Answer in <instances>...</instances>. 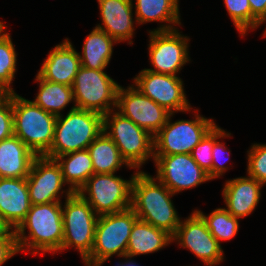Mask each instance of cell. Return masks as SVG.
<instances>
[{"mask_svg":"<svg viewBox=\"0 0 266 266\" xmlns=\"http://www.w3.org/2000/svg\"><path fill=\"white\" fill-rule=\"evenodd\" d=\"M173 196L163 183L141 170L133 180L131 208L138 219L173 236L181 221L171 201Z\"/></svg>","mask_w":266,"mask_h":266,"instance_id":"obj_1","label":"cell"},{"mask_svg":"<svg viewBox=\"0 0 266 266\" xmlns=\"http://www.w3.org/2000/svg\"><path fill=\"white\" fill-rule=\"evenodd\" d=\"M156 180L174 195L212 180L192 158L191 154L154 155Z\"/></svg>","mask_w":266,"mask_h":266,"instance_id":"obj_13","label":"cell"},{"mask_svg":"<svg viewBox=\"0 0 266 266\" xmlns=\"http://www.w3.org/2000/svg\"><path fill=\"white\" fill-rule=\"evenodd\" d=\"M14 135L36 155L44 156L51 148L57 116L32 101L12 93Z\"/></svg>","mask_w":266,"mask_h":266,"instance_id":"obj_4","label":"cell"},{"mask_svg":"<svg viewBox=\"0 0 266 266\" xmlns=\"http://www.w3.org/2000/svg\"><path fill=\"white\" fill-rule=\"evenodd\" d=\"M35 81L39 82L38 94L32 102L40 106L46 112L56 116L61 115L60 111L74 100L72 87L43 79L37 74Z\"/></svg>","mask_w":266,"mask_h":266,"instance_id":"obj_27","label":"cell"},{"mask_svg":"<svg viewBox=\"0 0 266 266\" xmlns=\"http://www.w3.org/2000/svg\"><path fill=\"white\" fill-rule=\"evenodd\" d=\"M31 203L26 178H0V215L16 230Z\"/></svg>","mask_w":266,"mask_h":266,"instance_id":"obj_20","label":"cell"},{"mask_svg":"<svg viewBox=\"0 0 266 266\" xmlns=\"http://www.w3.org/2000/svg\"><path fill=\"white\" fill-rule=\"evenodd\" d=\"M102 24L96 27L106 32L117 43L131 41L134 34L133 0H97ZM131 38V39H130Z\"/></svg>","mask_w":266,"mask_h":266,"instance_id":"obj_18","label":"cell"},{"mask_svg":"<svg viewBox=\"0 0 266 266\" xmlns=\"http://www.w3.org/2000/svg\"><path fill=\"white\" fill-rule=\"evenodd\" d=\"M103 132V115L73 106L65 118H56L54 139L50 150L44 155L55 159L67 153L88 149Z\"/></svg>","mask_w":266,"mask_h":266,"instance_id":"obj_3","label":"cell"},{"mask_svg":"<svg viewBox=\"0 0 266 266\" xmlns=\"http://www.w3.org/2000/svg\"><path fill=\"white\" fill-rule=\"evenodd\" d=\"M171 242H173L172 235L167 231L138 219L130 233L126 258L157 252Z\"/></svg>","mask_w":266,"mask_h":266,"instance_id":"obj_22","label":"cell"},{"mask_svg":"<svg viewBox=\"0 0 266 266\" xmlns=\"http://www.w3.org/2000/svg\"><path fill=\"white\" fill-rule=\"evenodd\" d=\"M248 152V176L266 184V144H253Z\"/></svg>","mask_w":266,"mask_h":266,"instance_id":"obj_31","label":"cell"},{"mask_svg":"<svg viewBox=\"0 0 266 266\" xmlns=\"http://www.w3.org/2000/svg\"><path fill=\"white\" fill-rule=\"evenodd\" d=\"M177 28L168 31H149V59L155 73L177 76L176 73L188 63L189 38L181 35Z\"/></svg>","mask_w":266,"mask_h":266,"instance_id":"obj_11","label":"cell"},{"mask_svg":"<svg viewBox=\"0 0 266 266\" xmlns=\"http://www.w3.org/2000/svg\"><path fill=\"white\" fill-rule=\"evenodd\" d=\"M26 180L31 205L61 202L59 195L65 192L62 187L66 183L55 159L37 156Z\"/></svg>","mask_w":266,"mask_h":266,"instance_id":"obj_16","label":"cell"},{"mask_svg":"<svg viewBox=\"0 0 266 266\" xmlns=\"http://www.w3.org/2000/svg\"><path fill=\"white\" fill-rule=\"evenodd\" d=\"M264 185L256 179L247 176L226 181L222 190L225 208L232 216L244 218L256 208L261 198Z\"/></svg>","mask_w":266,"mask_h":266,"instance_id":"obj_19","label":"cell"},{"mask_svg":"<svg viewBox=\"0 0 266 266\" xmlns=\"http://www.w3.org/2000/svg\"><path fill=\"white\" fill-rule=\"evenodd\" d=\"M2 237H16V236H15V230L0 215V238H2Z\"/></svg>","mask_w":266,"mask_h":266,"instance_id":"obj_37","label":"cell"},{"mask_svg":"<svg viewBox=\"0 0 266 266\" xmlns=\"http://www.w3.org/2000/svg\"><path fill=\"white\" fill-rule=\"evenodd\" d=\"M179 0H136L135 22L144 24L147 22H168L169 25H160L154 31H168L176 29L175 24H180ZM172 24V25H170Z\"/></svg>","mask_w":266,"mask_h":266,"instance_id":"obj_23","label":"cell"},{"mask_svg":"<svg viewBox=\"0 0 266 266\" xmlns=\"http://www.w3.org/2000/svg\"><path fill=\"white\" fill-rule=\"evenodd\" d=\"M172 241H178L180 247L188 248L206 266H214L224 259L221 245L196 211L180 221Z\"/></svg>","mask_w":266,"mask_h":266,"instance_id":"obj_15","label":"cell"},{"mask_svg":"<svg viewBox=\"0 0 266 266\" xmlns=\"http://www.w3.org/2000/svg\"><path fill=\"white\" fill-rule=\"evenodd\" d=\"M116 41L106 32L95 27L86 37L82 55H79L81 66L88 69H105L113 54V44Z\"/></svg>","mask_w":266,"mask_h":266,"instance_id":"obj_24","label":"cell"},{"mask_svg":"<svg viewBox=\"0 0 266 266\" xmlns=\"http://www.w3.org/2000/svg\"><path fill=\"white\" fill-rule=\"evenodd\" d=\"M72 43L66 38L50 51L38 74L47 81L72 87L76 74L81 67L79 57Z\"/></svg>","mask_w":266,"mask_h":266,"instance_id":"obj_17","label":"cell"},{"mask_svg":"<svg viewBox=\"0 0 266 266\" xmlns=\"http://www.w3.org/2000/svg\"><path fill=\"white\" fill-rule=\"evenodd\" d=\"M125 262H119V264H117V266H137V264L135 263V261L125 258Z\"/></svg>","mask_w":266,"mask_h":266,"instance_id":"obj_38","label":"cell"},{"mask_svg":"<svg viewBox=\"0 0 266 266\" xmlns=\"http://www.w3.org/2000/svg\"><path fill=\"white\" fill-rule=\"evenodd\" d=\"M4 27H5V24H3L2 21H0V30H1L2 28H4Z\"/></svg>","mask_w":266,"mask_h":266,"instance_id":"obj_39","label":"cell"},{"mask_svg":"<svg viewBox=\"0 0 266 266\" xmlns=\"http://www.w3.org/2000/svg\"><path fill=\"white\" fill-rule=\"evenodd\" d=\"M251 8V29L266 21V0H248Z\"/></svg>","mask_w":266,"mask_h":266,"instance_id":"obj_35","label":"cell"},{"mask_svg":"<svg viewBox=\"0 0 266 266\" xmlns=\"http://www.w3.org/2000/svg\"><path fill=\"white\" fill-rule=\"evenodd\" d=\"M103 131L130 167L140 170L149 158H154V136L118 111L112 110L103 116Z\"/></svg>","mask_w":266,"mask_h":266,"instance_id":"obj_6","label":"cell"},{"mask_svg":"<svg viewBox=\"0 0 266 266\" xmlns=\"http://www.w3.org/2000/svg\"><path fill=\"white\" fill-rule=\"evenodd\" d=\"M134 86L171 114L191 111L180 77L145 69L134 78Z\"/></svg>","mask_w":266,"mask_h":266,"instance_id":"obj_12","label":"cell"},{"mask_svg":"<svg viewBox=\"0 0 266 266\" xmlns=\"http://www.w3.org/2000/svg\"><path fill=\"white\" fill-rule=\"evenodd\" d=\"M138 220L130 207L120 212L98 216L91 254L86 266H101L112 255L126 258V250L134 223Z\"/></svg>","mask_w":266,"mask_h":266,"instance_id":"obj_5","label":"cell"},{"mask_svg":"<svg viewBox=\"0 0 266 266\" xmlns=\"http://www.w3.org/2000/svg\"><path fill=\"white\" fill-rule=\"evenodd\" d=\"M66 196L62 207L63 242L60 251L74 247L84 261L92 252L98 215L87 201L69 187Z\"/></svg>","mask_w":266,"mask_h":266,"instance_id":"obj_7","label":"cell"},{"mask_svg":"<svg viewBox=\"0 0 266 266\" xmlns=\"http://www.w3.org/2000/svg\"><path fill=\"white\" fill-rule=\"evenodd\" d=\"M61 202L31 205L25 220L15 230L18 251L56 253L63 242V219ZM28 228L29 234L25 235Z\"/></svg>","mask_w":266,"mask_h":266,"instance_id":"obj_2","label":"cell"},{"mask_svg":"<svg viewBox=\"0 0 266 266\" xmlns=\"http://www.w3.org/2000/svg\"><path fill=\"white\" fill-rule=\"evenodd\" d=\"M6 26L0 30V91L14 93L12 84L16 73L17 54L9 33H3Z\"/></svg>","mask_w":266,"mask_h":266,"instance_id":"obj_29","label":"cell"},{"mask_svg":"<svg viewBox=\"0 0 266 266\" xmlns=\"http://www.w3.org/2000/svg\"><path fill=\"white\" fill-rule=\"evenodd\" d=\"M60 165L63 179L75 193L94 174L93 163L88 149L67 153L55 158Z\"/></svg>","mask_w":266,"mask_h":266,"instance_id":"obj_25","label":"cell"},{"mask_svg":"<svg viewBox=\"0 0 266 266\" xmlns=\"http://www.w3.org/2000/svg\"><path fill=\"white\" fill-rule=\"evenodd\" d=\"M119 87L104 69L94 70L81 66L72 85L74 106L104 116L115 110Z\"/></svg>","mask_w":266,"mask_h":266,"instance_id":"obj_9","label":"cell"},{"mask_svg":"<svg viewBox=\"0 0 266 266\" xmlns=\"http://www.w3.org/2000/svg\"><path fill=\"white\" fill-rule=\"evenodd\" d=\"M14 135L12 93L0 95V141Z\"/></svg>","mask_w":266,"mask_h":266,"instance_id":"obj_34","label":"cell"},{"mask_svg":"<svg viewBox=\"0 0 266 266\" xmlns=\"http://www.w3.org/2000/svg\"><path fill=\"white\" fill-rule=\"evenodd\" d=\"M36 157L16 135L0 141V178H27Z\"/></svg>","mask_w":266,"mask_h":266,"instance_id":"obj_21","label":"cell"},{"mask_svg":"<svg viewBox=\"0 0 266 266\" xmlns=\"http://www.w3.org/2000/svg\"><path fill=\"white\" fill-rule=\"evenodd\" d=\"M170 114L166 124L154 136V155L191 154L193 148L216 125L212 119L195 115L194 120L171 122Z\"/></svg>","mask_w":266,"mask_h":266,"instance_id":"obj_10","label":"cell"},{"mask_svg":"<svg viewBox=\"0 0 266 266\" xmlns=\"http://www.w3.org/2000/svg\"><path fill=\"white\" fill-rule=\"evenodd\" d=\"M116 108L120 114L147 130L152 136L160 131L171 114L133 85L127 89L119 87Z\"/></svg>","mask_w":266,"mask_h":266,"instance_id":"obj_14","label":"cell"},{"mask_svg":"<svg viewBox=\"0 0 266 266\" xmlns=\"http://www.w3.org/2000/svg\"><path fill=\"white\" fill-rule=\"evenodd\" d=\"M138 172L130 180H124L115 173L93 174L77 193L98 216L123 211L131 207L132 184Z\"/></svg>","mask_w":266,"mask_h":266,"instance_id":"obj_8","label":"cell"},{"mask_svg":"<svg viewBox=\"0 0 266 266\" xmlns=\"http://www.w3.org/2000/svg\"><path fill=\"white\" fill-rule=\"evenodd\" d=\"M230 135L231 133H226V131L218 127L217 124L213 127L212 180L220 177L228 170V167L223 165L226 160L224 163L220 161L221 156H223V153L225 151L227 152V150L225 145L218 140L220 138L230 137ZM227 160H229V158Z\"/></svg>","mask_w":266,"mask_h":266,"instance_id":"obj_33","label":"cell"},{"mask_svg":"<svg viewBox=\"0 0 266 266\" xmlns=\"http://www.w3.org/2000/svg\"><path fill=\"white\" fill-rule=\"evenodd\" d=\"M19 253L16 237L0 238V266Z\"/></svg>","mask_w":266,"mask_h":266,"instance_id":"obj_36","label":"cell"},{"mask_svg":"<svg viewBox=\"0 0 266 266\" xmlns=\"http://www.w3.org/2000/svg\"><path fill=\"white\" fill-rule=\"evenodd\" d=\"M88 151L94 174L115 173L123 165L133 168L121 157L118 147L104 131L88 146Z\"/></svg>","mask_w":266,"mask_h":266,"instance_id":"obj_26","label":"cell"},{"mask_svg":"<svg viewBox=\"0 0 266 266\" xmlns=\"http://www.w3.org/2000/svg\"><path fill=\"white\" fill-rule=\"evenodd\" d=\"M228 14L241 36L251 29V8L248 0H224Z\"/></svg>","mask_w":266,"mask_h":266,"instance_id":"obj_30","label":"cell"},{"mask_svg":"<svg viewBox=\"0 0 266 266\" xmlns=\"http://www.w3.org/2000/svg\"><path fill=\"white\" fill-rule=\"evenodd\" d=\"M205 222L208 230L219 242L230 240L236 236L239 223L238 219L232 216L225 208H217L210 215H205L201 210H195Z\"/></svg>","mask_w":266,"mask_h":266,"instance_id":"obj_28","label":"cell"},{"mask_svg":"<svg viewBox=\"0 0 266 266\" xmlns=\"http://www.w3.org/2000/svg\"><path fill=\"white\" fill-rule=\"evenodd\" d=\"M212 149H213V128L193 148L191 152L192 158L206 173H208L211 179H212Z\"/></svg>","mask_w":266,"mask_h":266,"instance_id":"obj_32","label":"cell"}]
</instances>
